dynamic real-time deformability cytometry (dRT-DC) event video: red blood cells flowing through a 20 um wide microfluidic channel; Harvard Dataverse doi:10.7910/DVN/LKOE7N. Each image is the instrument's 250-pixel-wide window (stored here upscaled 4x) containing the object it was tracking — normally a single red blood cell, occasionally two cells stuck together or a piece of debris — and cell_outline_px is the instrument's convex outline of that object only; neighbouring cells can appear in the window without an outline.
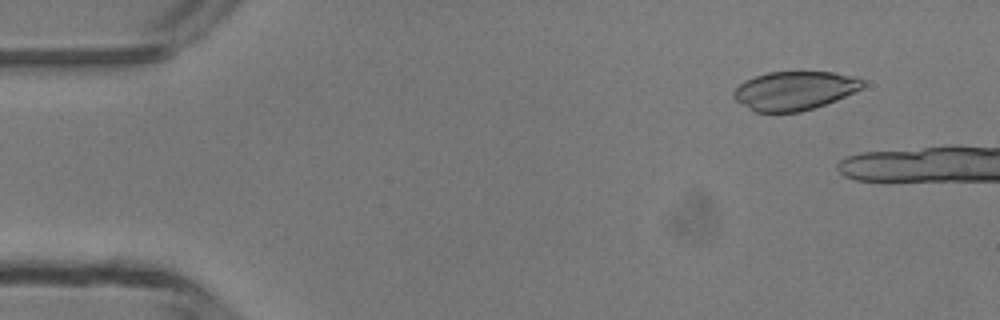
{"species": "common noctule bat (a hibernating species)", "species_latin": "Nyctalus noctula", "temperature_condition": "room temperature", "stored_images_in_passage": 10, "camera_frame_rate_fps": 3000, "um_per_image_px": 0.085, "animal": {"sex": "male", "body_mass_g": 13.3}, "frame": {"image": 1, "passage_image": 5, "time_ms": 1.333, "image_size_px": [1000, 320], "cell_outline_px": [[864, 88], [836, 100], [800, 112], [756, 112], [736, 100], [732, 96], [732, 92], [744, 80], [768, 72], [832, 72], [856, 76], [864, 80]], "centroid_in_image_um": [67.55, 7.69], "position_along_channel_um": 17.4, "area_um2": 29.07}}